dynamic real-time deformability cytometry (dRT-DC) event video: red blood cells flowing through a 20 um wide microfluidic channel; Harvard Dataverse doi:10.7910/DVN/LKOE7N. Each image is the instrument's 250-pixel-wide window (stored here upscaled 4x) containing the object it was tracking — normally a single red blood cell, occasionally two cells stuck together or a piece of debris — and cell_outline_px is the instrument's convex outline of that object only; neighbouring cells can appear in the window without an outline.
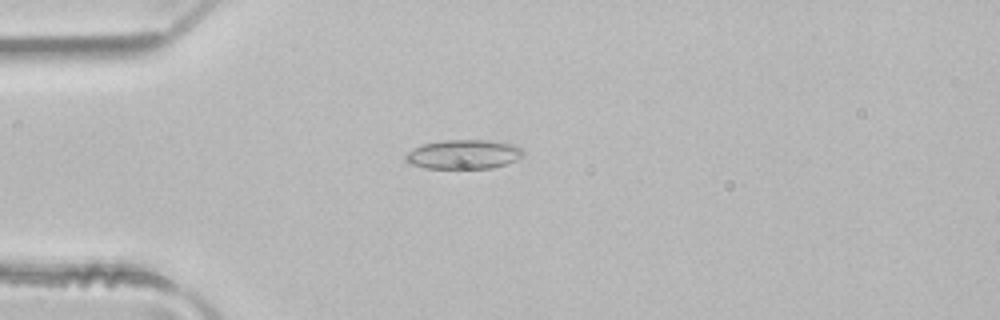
{"species": "common noctule bat (a hibernating species)", "species_latin": "Nyctalus noctula", "temperature_condition": "room temperature", "stored_images_in_passage": 1, "camera_frame_rate_fps": 3000, "um_per_image_px": 0.085, "animal": {"sex": "male", "body_mass_g": 21.5, "forearm_length_mm": 52.0}, "frame": {"image": 1, "passage_image": 1, "time_ms": 0.0, "image_size_px": [1000, 320], "cell_outline_px": [[524, 156], [516, 160], [492, 168], [460, 172], [424, 168], [412, 164], [404, 160], [404, 156], [408, 152], [424, 144], [444, 140], [488, 140], [516, 144], [524, 152]], "centroid_in_image_um": [39.42, 13.18], "position_along_channel_um": 45.6, "area_um2": 20.98}}